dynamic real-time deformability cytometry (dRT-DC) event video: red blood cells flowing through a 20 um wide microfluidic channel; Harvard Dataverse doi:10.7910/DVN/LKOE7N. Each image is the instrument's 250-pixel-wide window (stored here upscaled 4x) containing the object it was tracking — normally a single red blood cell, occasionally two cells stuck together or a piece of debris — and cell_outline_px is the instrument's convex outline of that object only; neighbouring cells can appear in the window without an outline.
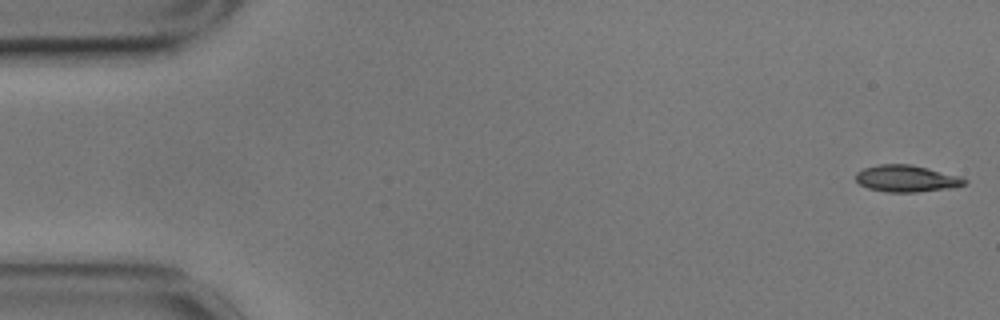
{"species": "common noctule bat (a hibernating species)", "species_latin": "Nyctalus noctula", "temperature_condition": "cold", "stored_images_in_passage": 56, "camera_frame_rate_fps": 3000, "um_per_image_px": 0.085, "animal": {"sex": "male", "body_mass_g": 17.9}, "frame": {"image": 1, "passage_image": 1, "time_ms": 0.0, "image_size_px": [1000, 320], "cell_outline_px": [[968, 180], [964, 184], [948, 188], [916, 192], [888, 192], [868, 188], [860, 184], [856, 180], [856, 172], [864, 168], [880, 164], [912, 164], [960, 176]], "centroid_in_image_um": [77.03, 15.17], "position_along_channel_um": 8.0, "area_um2": 16.82}}
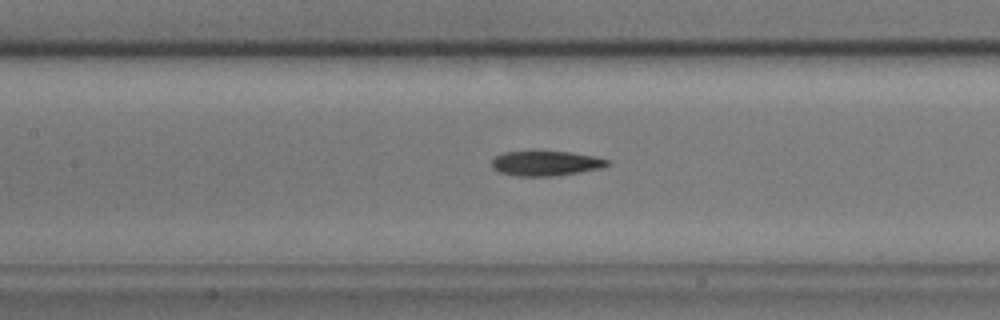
{"frame": {"image": 2, "passage_image": 25, "time_ms": 8.0, "image_size_px": [1000, 320], "cell_outline_px": [[612, 164], [600, 168], [580, 172], [556, 176], [516, 176], [500, 172], [492, 168], [492, 160], [496, 156], [504, 152], [572, 152], [596, 156], [612, 160]], "centroid_in_image_um": [46.46, 13.89], "position_along_channel_um": 160.9, "area_um2": 16.82}}
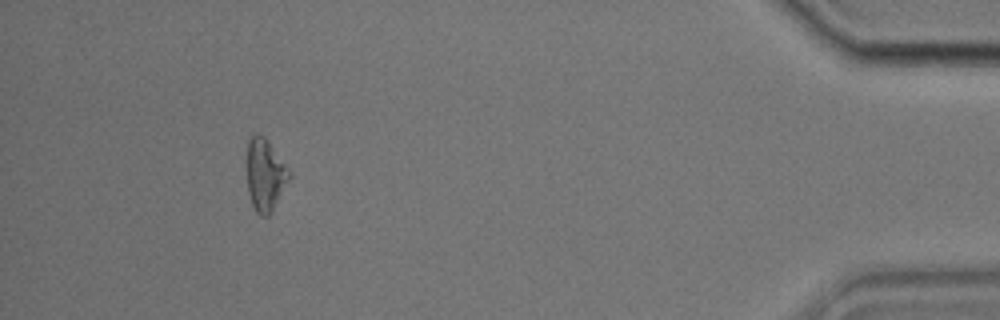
{"frame": {"image": 3, "passage_image": 52, "time_ms": 17.0, "image_size_px": [1000, 320], "cell_outline_px": [[292, 176], [272, 212], [268, 216], [260, 216], [256, 212], [252, 204], [248, 192], [244, 168], [248, 140], [252, 136], [260, 132], [264, 136], [288, 168]], "centroid_in_image_um": [22.49, 14.86], "position_along_channel_um": 412.7, "area_um2": 18.44}, "authors_computed_cell_mechanics": {"area_um2": 17.2244, "velocity_mm_per_s": 3.4988, "shape_relaxation_time_tau1_ms": 7.3511, "shape_relaxation_time_tau2_ms": null, "deformation_change_tau1": 0.2037, "deformation_change_tau2": null}}